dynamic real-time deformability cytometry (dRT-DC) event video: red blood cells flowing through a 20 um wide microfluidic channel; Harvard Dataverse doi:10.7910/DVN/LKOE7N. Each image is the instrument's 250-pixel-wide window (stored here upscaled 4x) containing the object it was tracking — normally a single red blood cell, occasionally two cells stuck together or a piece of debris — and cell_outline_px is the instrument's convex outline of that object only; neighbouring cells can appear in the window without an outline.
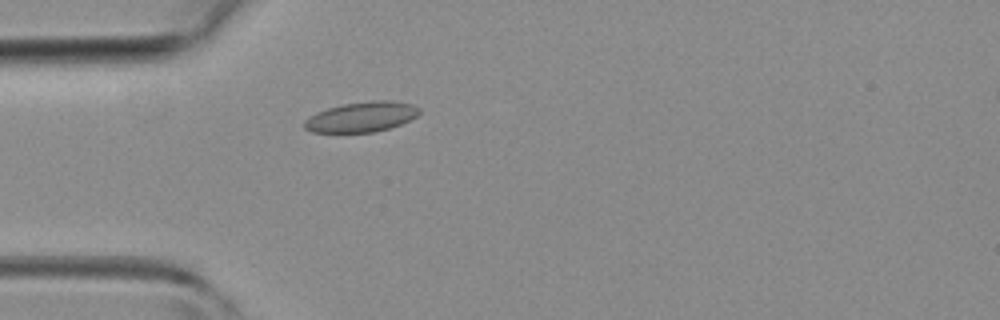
{"species": "common noctule bat (a hibernating species)", "species_latin": "Nyctalus noctula", "temperature_condition": "room temperature", "stored_images_in_passage": 43, "camera_frame_rate_fps": 3000, "um_per_image_px": 0.085, "animal": {"sex": "female", "body_mass_g": 19.3, "forearm_length_mm": 54.1}, "frame": {"image": 1, "passage_image": 11, "time_ms": 3.333, "image_size_px": [1000, 320], "cell_outline_px": [[420, 112], [416, 116], [400, 124], [388, 128], [372, 132], [312, 132], [304, 128], [304, 120], [308, 116], [316, 112], [328, 108], [344, 104], [368, 100], [388, 100], [412, 104], [420, 108]], "centroid_in_image_um": [30.7, 9.92], "position_along_channel_um": 54.3, "area_um2": 20.11}}
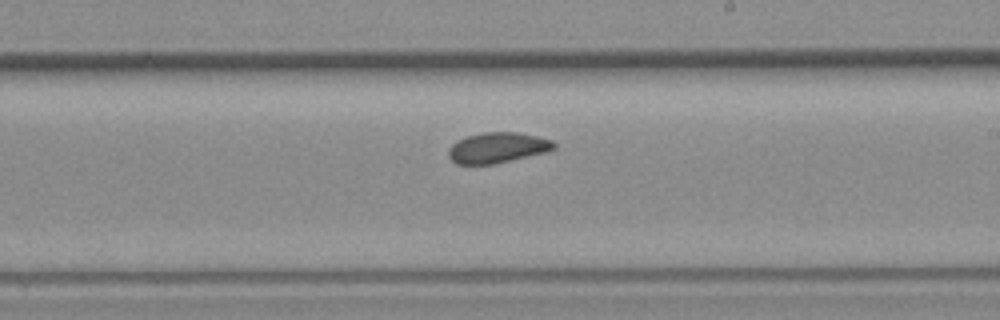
{"frame": {"image": 2, "passage_image": 24, "time_ms": 7.667, "image_size_px": [1000, 320], "cell_outline_px": [[556, 148], [548, 152], [496, 164], [456, 164], [448, 156], [448, 148], [456, 140], [468, 136], [484, 132], [516, 132], [536, 136], [552, 140], [556, 144]], "centroid_in_image_um": [42.3, 12.56], "position_along_channel_um": 246.7, "area_um2": 18.96}}
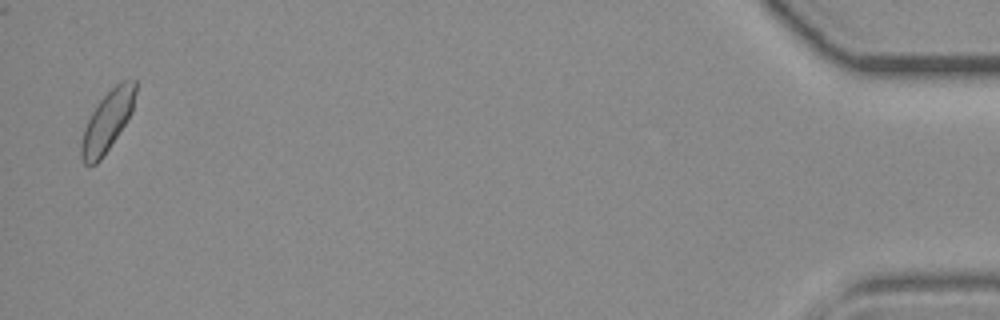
{"frame": {"image": 3, "passage_image": 42, "time_ms": 13.667, "image_size_px": [1000, 320], "cell_outline_px": [[136, 92], [132, 112], [100, 160], [96, 164], [84, 164], [80, 156], [80, 144], [84, 128], [96, 104], [120, 80], [136, 80]], "centroid_in_image_um": [9.11, 10.28], "position_along_channel_um": 426.1, "area_um2": 18.73}}